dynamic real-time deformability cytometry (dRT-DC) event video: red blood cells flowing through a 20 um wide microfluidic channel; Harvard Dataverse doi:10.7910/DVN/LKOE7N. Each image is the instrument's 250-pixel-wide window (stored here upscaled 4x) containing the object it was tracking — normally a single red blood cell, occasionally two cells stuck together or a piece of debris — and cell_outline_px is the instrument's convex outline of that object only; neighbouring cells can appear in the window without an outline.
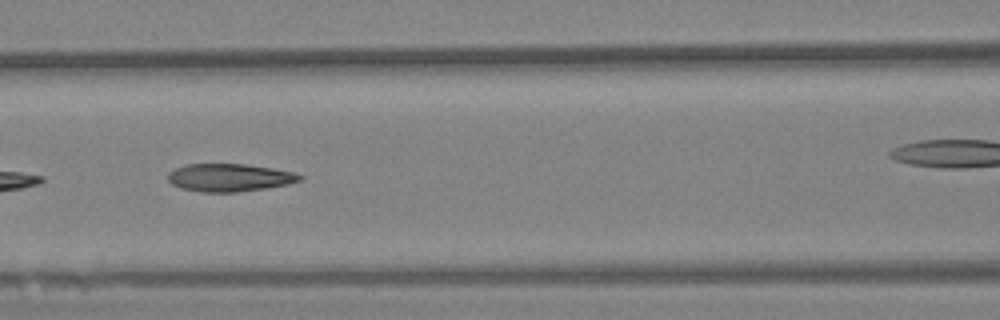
{"species": "Egyptian fruit bat (a non-hibernating species)", "species_latin": "Rousettus aegyptiacus", "temperature_condition": "warm", "stored_images_in_passage": 5, "camera_frame_rate_fps": 3000, "um_per_image_px": 0.085, "animal": {"sex": "female"}, "frame": {"image": 1, "passage_image": 3, "time_ms": 0.667, "image_size_px": [1000, 320], "cell_outline_px": [[304, 176], [300, 180], [288, 184], [264, 188], [236, 192], [200, 192], [180, 188], [172, 184], [168, 180], [168, 172], [176, 168], [188, 164], [244, 164], [272, 168], [296, 172]], "centroid_in_image_um": [19.5, 15.09], "position_along_channel_um": 147.1, "area_um2": 21.33}}